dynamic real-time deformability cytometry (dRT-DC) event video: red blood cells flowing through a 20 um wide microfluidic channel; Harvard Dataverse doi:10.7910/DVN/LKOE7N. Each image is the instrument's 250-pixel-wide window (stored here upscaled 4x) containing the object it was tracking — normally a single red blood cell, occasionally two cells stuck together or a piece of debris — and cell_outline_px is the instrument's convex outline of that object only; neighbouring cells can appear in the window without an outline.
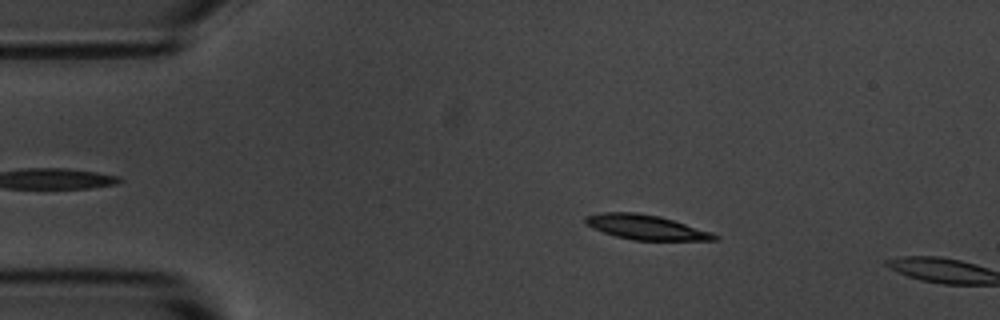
{"species": "common noctule bat (a hibernating species)", "species_latin": "Nyctalus noctula", "temperature_condition": "room temperature", "stored_images_in_passage": 3, "camera_frame_rate_fps": 3000, "um_per_image_px": 0.085, "animal": {"sex": "male", "body_mass_g": 20.1, "forearm_length_mm": 53.5}, "frame": {"image": 1, "passage_image": 2, "time_ms": 1.0, "image_size_px": [1000, 320], "cell_outline_px": [[720, 240], [632, 240], [616, 236], [604, 232], [588, 224], [584, 220], [584, 216], [604, 212], [636, 212], [660, 216], [712, 232], [720, 236]], "centroid_in_image_um": [54.96, 19.31], "position_along_channel_um": 30.0, "area_um2": 18.44}}